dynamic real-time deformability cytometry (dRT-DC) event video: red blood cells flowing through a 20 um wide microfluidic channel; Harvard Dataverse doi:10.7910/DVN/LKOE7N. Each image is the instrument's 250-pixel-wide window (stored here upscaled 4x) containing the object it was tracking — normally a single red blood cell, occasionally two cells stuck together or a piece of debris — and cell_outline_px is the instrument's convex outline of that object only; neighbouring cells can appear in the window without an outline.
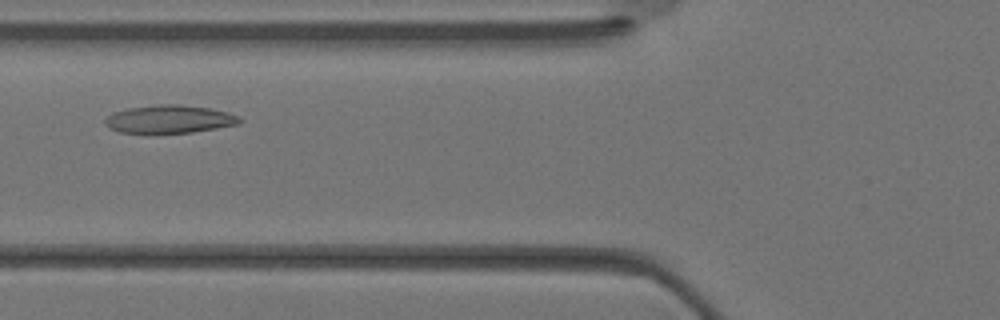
{"species": "Egyptian fruit bat (a non-hibernating species)", "species_latin": "Rousettus aegyptiacus", "temperature_condition": "warm", "stored_images_in_passage": 30, "camera_frame_rate_fps": 3000, "um_per_image_px": 0.085, "animal": {"sex": "female"}, "frame": {"image": 1, "passage_image": 8, "time_ms": 2.333, "image_size_px": [1000, 320], "cell_outline_px": [[244, 120], [240, 124], [192, 132], [120, 132], [108, 128], [104, 124], [104, 120], [108, 116], [116, 112], [128, 108], [156, 104], [180, 104], [208, 108], [228, 112], [240, 116]], "centroid_in_image_um": [14.44, 10.11], "position_along_channel_um": 111.4, "area_um2": 21.85}}
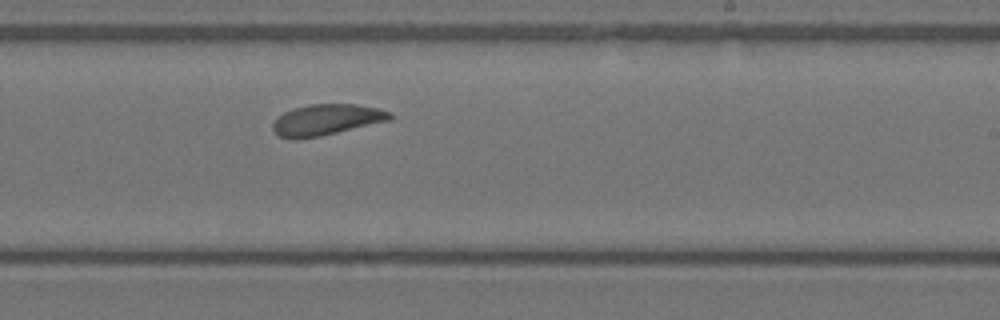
{"frame": {"image": 2, "passage_image": 16, "time_ms": 5.0, "image_size_px": [1000, 320], "cell_outline_px": [[392, 120], [320, 136], [296, 140], [280, 136], [272, 128], [272, 124], [284, 112], [292, 108], [308, 104], [356, 104], [380, 108], [388, 112], [392, 116]], "centroid_in_image_um": [27.76, 10.17], "position_along_channel_um": 261.2, "area_um2": 21.15}}
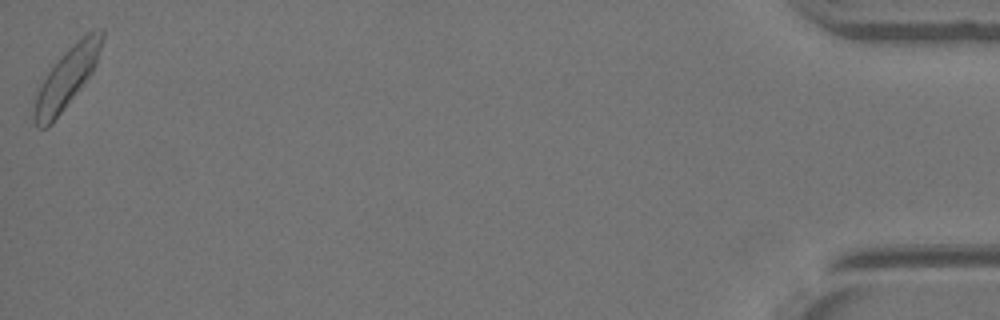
{"frame": {"image": 3, "passage_image": 30, "time_ms": 9.667, "image_size_px": [1000, 320], "cell_outline_px": [[104, 36], [96, 64], [92, 72], [52, 124], [48, 128], [40, 128], [32, 120], [32, 112], [36, 96], [48, 72], [64, 52], [68, 48], [88, 32], [104, 28]], "centroid_in_image_um": [5.67, 6.64], "position_along_channel_um": 429.5, "area_um2": 23.24}}